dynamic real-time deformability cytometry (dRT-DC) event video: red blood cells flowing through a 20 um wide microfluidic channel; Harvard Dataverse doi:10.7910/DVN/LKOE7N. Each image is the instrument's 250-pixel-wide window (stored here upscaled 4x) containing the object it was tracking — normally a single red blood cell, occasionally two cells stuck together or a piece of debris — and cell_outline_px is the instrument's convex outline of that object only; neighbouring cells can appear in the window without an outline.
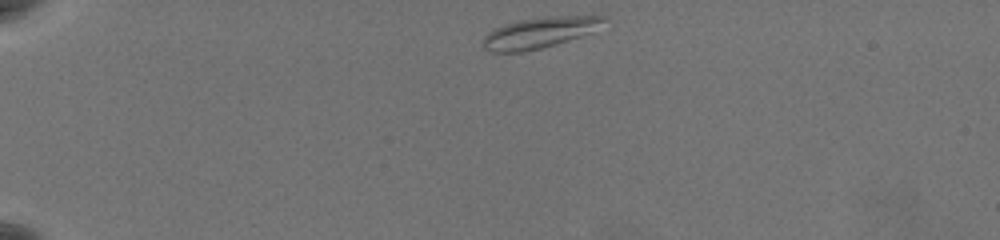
{"species": "common noctule bat (a hibernating species)", "species_latin": "Nyctalus noctula", "temperature_condition": "warm", "stored_images_in_passage": 46, "camera_frame_rate_fps": 3000, "um_per_image_px": 0.085, "animal": {"sex": "female", "body_mass_g": 19.5, "forearm_length_mm": 54.1}, "frame": {"image": 1, "passage_image": 1, "time_ms": 0.0, "image_size_px": [1000, 240], "cell_outline_px": [[608, 20], [592, 32], [556, 44], [524, 52], [492, 52], [484, 48], [480, 44], [484, 36], [488, 32], [496, 28], [520, 20], [548, 16], [608, 16]], "centroid_in_image_um": [45.85, 2.78], "position_along_channel_um": 39.1, "area_um2": 21.62}}
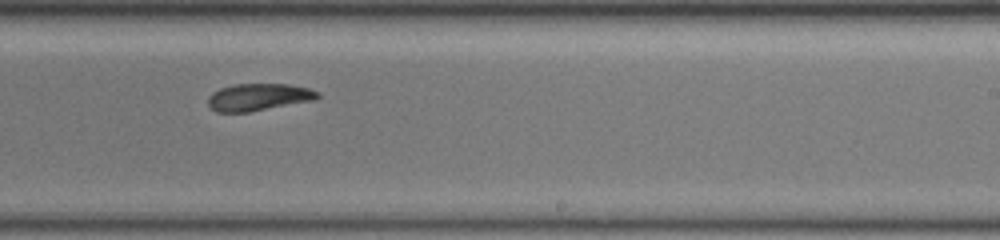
{"frame": {"image": 2, "passage_image": 26, "time_ms": 8.333, "image_size_px": [1000, 240], "cell_outline_px": [[320, 96], [316, 100], [248, 112], [216, 112], [208, 104], [208, 96], [212, 92], [220, 88], [232, 84], [288, 84], [308, 88], [320, 92]], "centroid_in_image_um": [21.98, 8.25], "position_along_channel_um": 267.0, "area_um2": 17.46}}
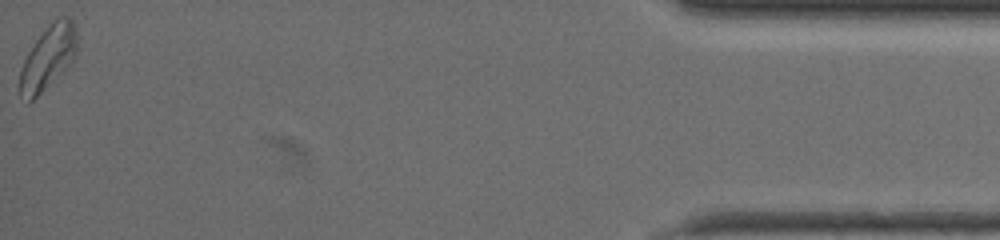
{"frame": {"image": 3, "passage_image": 46, "time_ms": 15.0, "image_size_px": [1000, 240], "cell_outline_px": [[76, 56], [64, 72], [28, 104], [20, 96], [20, 68], [28, 52], [36, 40], [52, 20], [56, 16], [68, 16], [72, 20], [76, 28]], "centroid_in_image_um": [4.09, 4.89], "position_along_channel_um": 431.1, "area_um2": 21.5}, "authors_computed_cell_mechanics": {"area_um2": 18.0914, "velocity_mm_per_s": 3.6159, "shape_relaxation_time_tau1_ms": 4.9609, "shape_relaxation_time_tau2_ms": 6.0931, "deformation_change_tau1": 0.1329, "deformation_change_tau2": 0.1069}}